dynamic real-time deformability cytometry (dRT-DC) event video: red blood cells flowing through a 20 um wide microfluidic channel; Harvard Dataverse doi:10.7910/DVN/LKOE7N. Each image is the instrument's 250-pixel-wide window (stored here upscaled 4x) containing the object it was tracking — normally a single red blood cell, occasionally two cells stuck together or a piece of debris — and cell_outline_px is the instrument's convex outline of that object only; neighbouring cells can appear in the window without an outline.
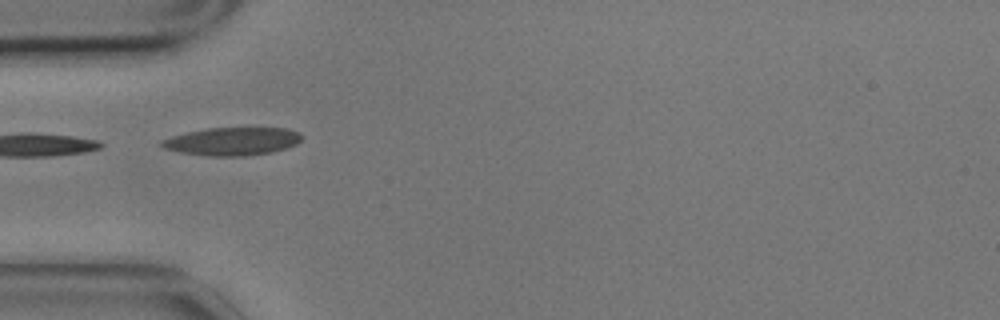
{"species": "common noctule bat (a hibernating species)", "species_latin": "Nyctalus noctula", "temperature_condition": "cold", "stored_images_in_passage": 11, "camera_frame_rate_fps": 3000, "um_per_image_px": 0.085, "animal": {"sex": "male", "body_mass_g": 17.9}, "frame": {"image": 1, "passage_image": 1, "time_ms": 0.0, "image_size_px": [1000, 320], "cell_outline_px": [[304, 136], [296, 144], [272, 152], [244, 156], [208, 156], [180, 152], [164, 148], [160, 144], [160, 140], [172, 136], [188, 132], [208, 128], [288, 128], [300, 132]], "centroid_in_image_um": [19.76, 12.01], "position_along_channel_um": 65.2, "area_um2": 22.83}}